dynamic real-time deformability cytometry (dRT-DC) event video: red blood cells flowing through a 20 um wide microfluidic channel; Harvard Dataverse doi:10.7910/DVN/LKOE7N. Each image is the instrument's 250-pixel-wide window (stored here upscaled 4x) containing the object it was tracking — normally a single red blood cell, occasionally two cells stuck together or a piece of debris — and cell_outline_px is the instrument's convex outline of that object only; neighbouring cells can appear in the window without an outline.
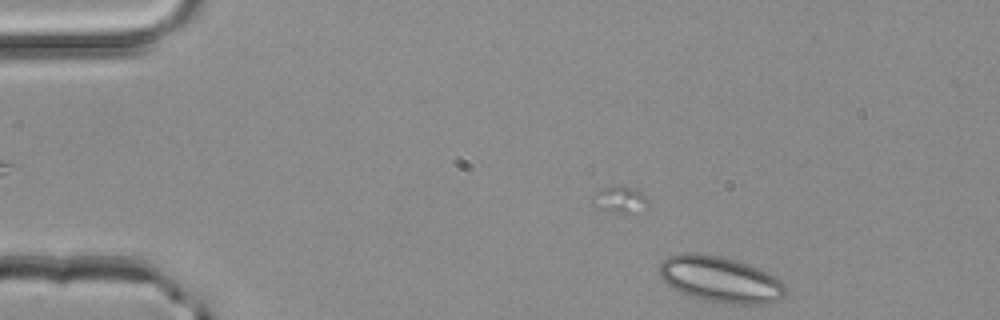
{"species": "common noctule bat (a hibernating species)", "species_latin": "Nyctalus noctula", "temperature_condition": "room temperature", "stored_images_in_passage": 4, "camera_frame_rate_fps": 3000, "um_per_image_px": 0.085, "animal": {"sex": "male", "body_mass_g": 20.4}, "frame": {"image": 1, "passage_image": 2, "time_ms": 0.333, "image_size_px": [1000, 320], "cell_outline_px": [[788, 284], [784, 296], [780, 300], [764, 304], [732, 304], [700, 300], [680, 292], [672, 288], [660, 276], [660, 264], [668, 256], [684, 252], [696, 252], [724, 256], [760, 268], [776, 276]], "centroid_in_image_um": [61.28, 23.75], "position_along_channel_um": 23.7, "area_um2": 34.51}}